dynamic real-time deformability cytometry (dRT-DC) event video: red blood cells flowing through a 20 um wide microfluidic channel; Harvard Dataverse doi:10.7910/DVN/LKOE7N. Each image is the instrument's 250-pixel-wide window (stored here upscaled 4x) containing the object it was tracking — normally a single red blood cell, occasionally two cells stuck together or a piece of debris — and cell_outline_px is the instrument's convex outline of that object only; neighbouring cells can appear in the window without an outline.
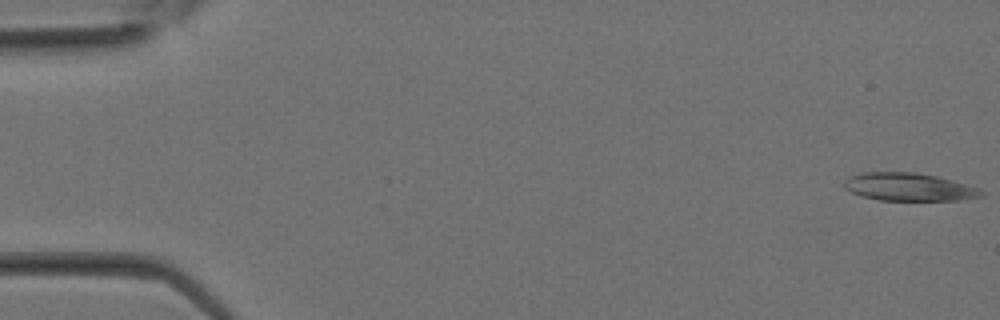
{"species": "Egyptian fruit bat (a non-hibernating species)", "species_latin": "Rousettus aegyptiacus", "temperature_condition": "room temperature", "stored_images_in_passage": 33, "camera_frame_rate_fps": 3000, "um_per_image_px": 0.085, "animal": {"sex": "female"}, "frame": {"image": 1, "passage_image": 1, "time_ms": 0.0, "image_size_px": [1000, 320], "cell_outline_px": [[984, 196], [960, 200], [880, 200], [860, 196], [844, 188], [844, 180], [852, 176], [864, 172], [916, 172], [936, 176], [952, 180], [976, 188], [984, 192]], "centroid_in_image_um": [77.24, 15.89], "position_along_channel_um": 7.8, "area_um2": 22.14}}
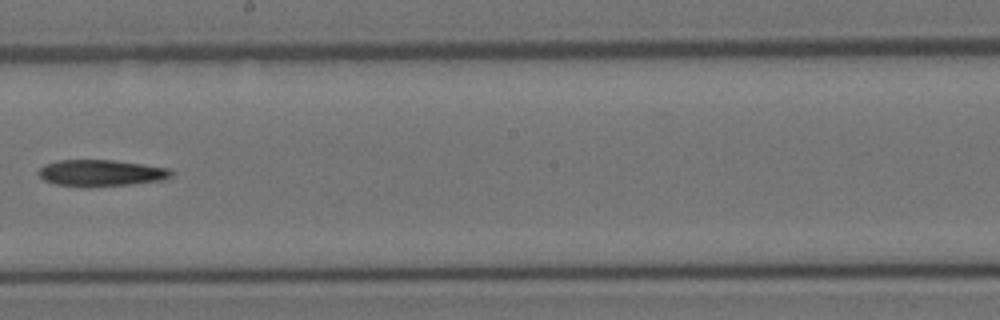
{"frame": {"image": 2, "passage_image": 19, "time_ms": 6.0, "image_size_px": [1000, 320], "cell_outline_px": [[172, 176], [160, 180], [132, 184], [88, 188], [56, 184], [44, 180], [36, 172], [44, 164], [60, 160], [112, 160], [168, 168], [172, 172]], "centroid_in_image_um": [8.53, 14.72], "position_along_channel_um": 239.7, "area_um2": 20.52}}
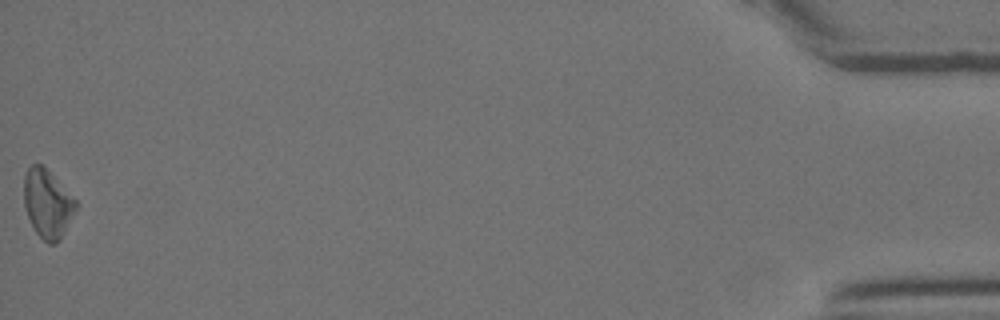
{"frame": {"image": 3, "passage_image": 33, "time_ms": 10.667, "image_size_px": [1000, 320], "cell_outline_px": [[80, 204], [60, 240], [56, 244], [48, 244], [36, 232], [28, 216], [24, 204], [24, 176], [28, 168], [32, 164], [44, 164]], "centroid_in_image_um": [4.07, 17.29], "position_along_channel_um": 431.1, "area_um2": 20.98}}